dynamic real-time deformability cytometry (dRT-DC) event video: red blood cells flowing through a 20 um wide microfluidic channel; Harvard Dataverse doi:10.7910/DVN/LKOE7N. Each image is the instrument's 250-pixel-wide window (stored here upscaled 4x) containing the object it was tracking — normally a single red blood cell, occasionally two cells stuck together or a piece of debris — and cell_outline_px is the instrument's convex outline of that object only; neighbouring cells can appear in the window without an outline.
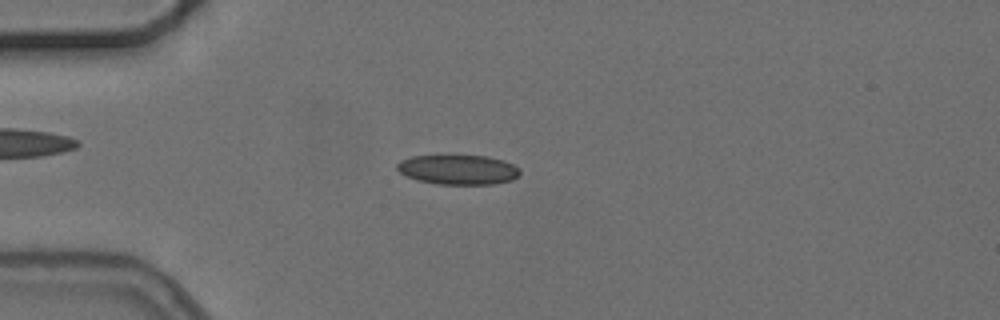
{"species": "common noctule bat (a hibernating species)", "species_latin": "Nyctalus noctula", "temperature_condition": "cold", "stored_images_in_passage": 6, "camera_frame_rate_fps": 3000, "um_per_image_px": 0.085, "animal": {"sex": "female", "body_mass_g": 24.6, "forearm_length_mm": 56.2}, "frame": {"image": 1, "passage_image": 3, "time_ms": 2.667, "image_size_px": [1000, 320], "cell_outline_px": [[520, 176], [512, 180], [496, 184], [436, 184], [420, 180], [408, 176], [400, 172], [396, 168], [396, 164], [400, 160], [412, 156], [488, 156], [504, 160], [520, 168]], "centroid_in_image_um": [38.99, 14.42], "position_along_channel_um": 46.0, "area_um2": 21.27}}
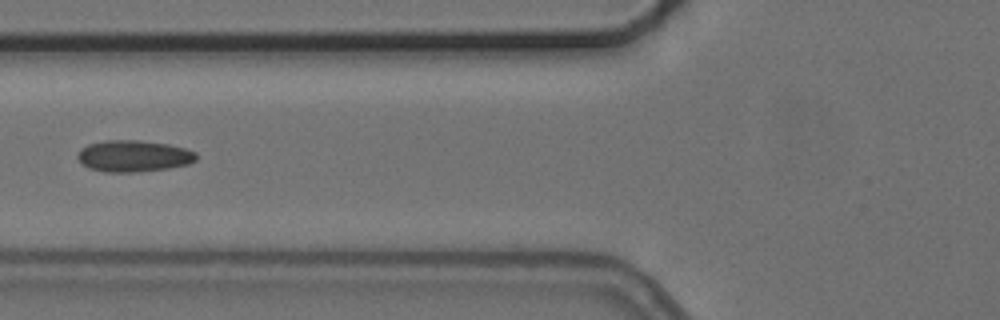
{"frame": {"image": 2, "passage_image": 5, "time_ms": 5.0, "image_size_px": [1000, 320], "cell_outline_px": [[196, 160], [188, 164], [168, 168], [136, 172], [104, 172], [88, 168], [76, 156], [80, 148], [88, 144], [104, 140], [140, 140], [168, 144], [184, 148], [196, 152]], "centroid_in_image_um": [11.33, 13.26], "position_along_channel_um": 114.5, "area_um2": 21.85}}
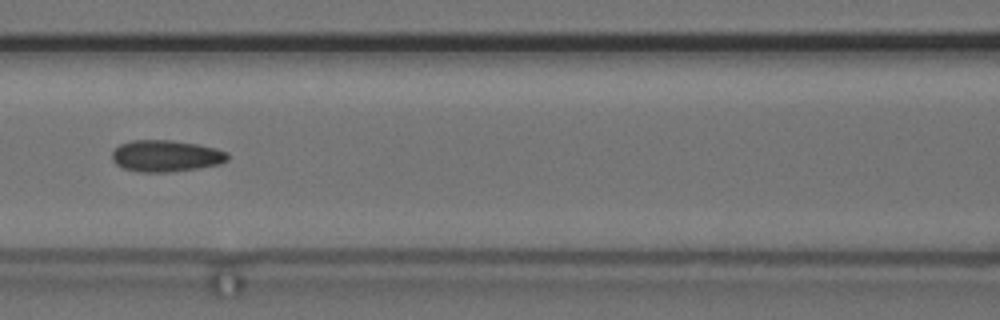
{"frame": {"image": 3, "passage_image": 6, "time_ms": 6.0, "image_size_px": [1000, 320], "cell_outline_px": [[228, 160], [220, 164], [172, 172], [136, 172], [124, 168], [116, 164], [112, 160], [112, 152], [120, 144], [132, 140], [172, 140], [196, 144], [216, 148], [228, 152]], "centroid_in_image_um": [14.1, 13.25], "position_along_channel_um": 152.5, "area_um2": 21.33}}